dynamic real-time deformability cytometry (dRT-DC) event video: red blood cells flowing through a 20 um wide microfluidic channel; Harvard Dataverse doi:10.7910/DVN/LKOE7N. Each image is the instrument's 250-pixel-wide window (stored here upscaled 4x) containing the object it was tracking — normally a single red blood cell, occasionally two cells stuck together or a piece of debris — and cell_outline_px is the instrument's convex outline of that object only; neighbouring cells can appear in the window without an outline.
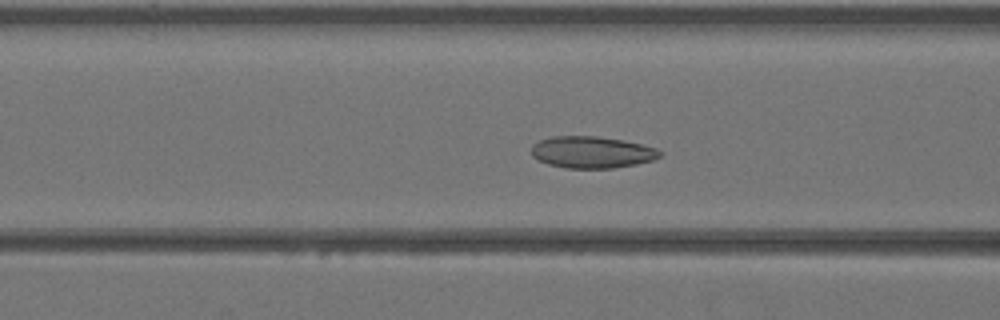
{"species": "Egyptian fruit bat (a non-hibernating species)", "species_latin": "Rousettus aegyptiacus", "temperature_condition": "warm", "stored_images_in_passage": 44, "camera_frame_rate_fps": 3000, "um_per_image_px": 0.085, "animal": {"sex": "female"}, "frame": {"image": 1, "passage_image": 18, "time_ms": 5.667, "image_size_px": [1000, 320], "cell_outline_px": [[664, 152], [660, 156], [652, 160], [636, 164], [612, 168], [564, 168], [548, 164], [532, 156], [532, 144], [540, 140], [552, 136], [596, 136], [624, 140], [656, 148]], "centroid_in_image_um": [50.31, 12.93], "position_along_channel_um": 116.3, "area_um2": 23.76}}
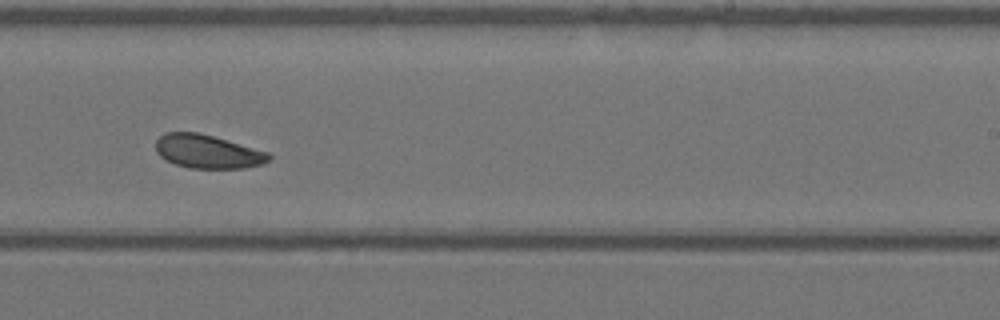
{"frame": {"image": 2, "passage_image": 28, "time_ms": 9.0, "image_size_px": [1000, 320], "cell_outline_px": [[272, 160], [264, 164], [244, 168], [188, 168], [176, 164], [160, 156], [156, 152], [156, 140], [164, 132], [196, 132], [212, 136], [268, 152], [272, 156]], "centroid_in_image_um": [17.66, 12.89], "position_along_channel_um": 271.3, "area_um2": 22.08}}
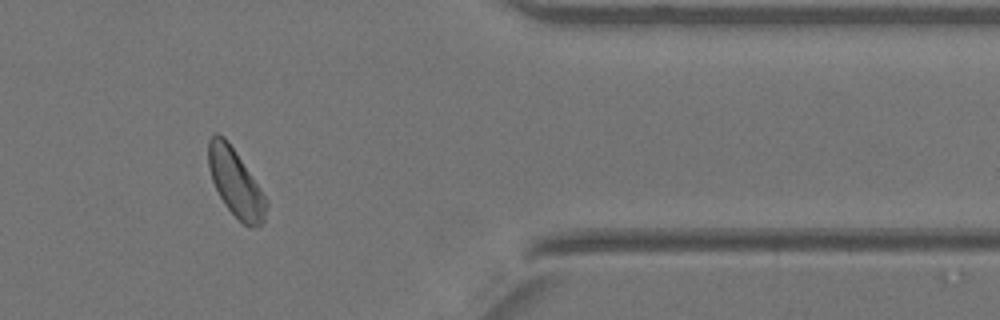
{"frame": {"image": 3, "passage_image": 37, "time_ms": 12.0, "image_size_px": [1000, 320], "cell_outline_px": [[268, 204], [264, 220], [260, 224], [252, 228], [248, 228], [224, 204], [212, 180], [208, 168], [208, 140], [216, 132], [224, 136], [228, 140], [268, 200]], "centroid_in_image_um": [20.02, 15.53], "position_along_channel_um": 391.4, "area_um2": 22.6}}